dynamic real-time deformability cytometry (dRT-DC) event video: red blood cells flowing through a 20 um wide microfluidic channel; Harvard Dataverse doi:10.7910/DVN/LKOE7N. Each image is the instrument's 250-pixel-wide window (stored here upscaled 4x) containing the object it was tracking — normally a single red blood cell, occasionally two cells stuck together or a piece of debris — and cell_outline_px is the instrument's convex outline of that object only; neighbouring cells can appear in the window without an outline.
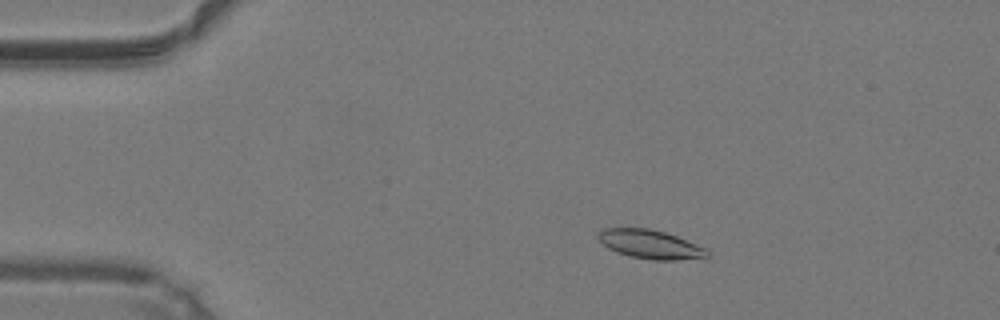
{"species": "common noctule bat (a hibernating species)", "species_latin": "Nyctalus noctula", "temperature_condition": "warm", "stored_images_in_passage": 49, "camera_frame_rate_fps": 3000, "um_per_image_px": 0.085, "animal": {"sex": "male", "body_mass_g": 19.2, "forearm_length_mm": 51.8}, "frame": {"image": 1, "passage_image": 9, "time_ms": 2.667, "image_size_px": [1000, 320], "cell_outline_px": [[712, 256], [676, 260], [652, 260], [632, 256], [616, 252], [608, 248], [596, 236], [604, 228], [648, 228], [664, 232], [676, 236], [696, 244], [704, 248]], "centroid_in_image_um": [55.26, 20.76], "position_along_channel_um": 29.7, "area_um2": 18.03}}
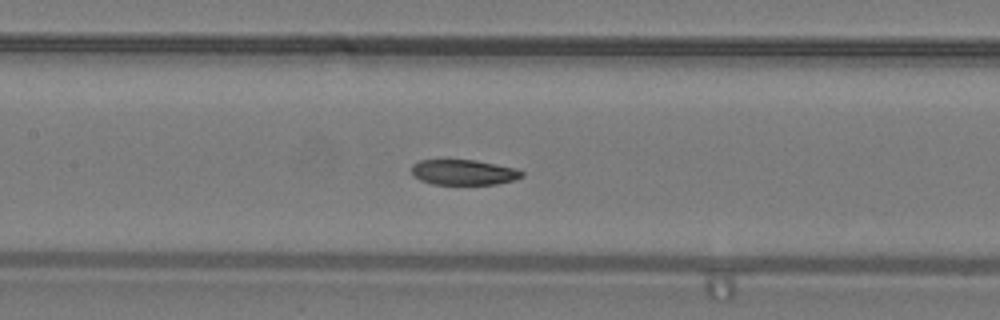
{"frame": {"image": 2, "passage_image": 23, "time_ms": 7.333, "image_size_px": [1000, 320], "cell_outline_px": [[524, 176], [512, 180], [496, 184], [432, 184], [420, 180], [412, 176], [412, 164], [420, 160], [476, 160], [516, 168], [524, 172]], "centroid_in_image_um": [39.4, 14.64], "position_along_channel_um": 168.0, "area_um2": 16.3}}
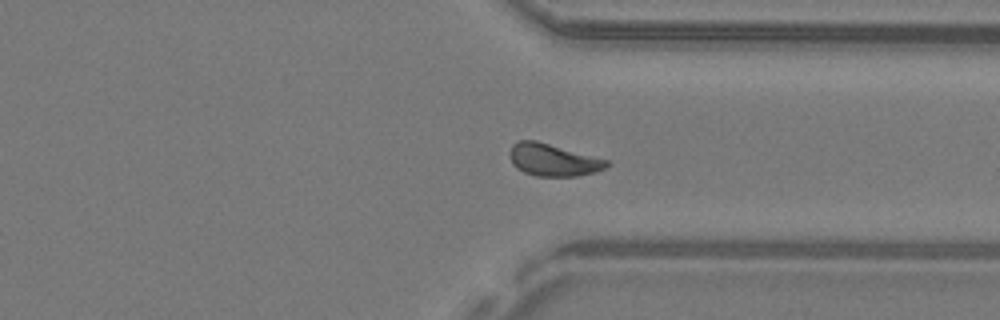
{"frame": {"image": 3, "passage_image": 37, "time_ms": 12.0, "image_size_px": [1000, 320], "cell_outline_px": [[608, 164], [604, 168], [596, 172], [576, 176], [536, 176], [524, 172], [516, 168], [512, 164], [512, 144], [516, 140], [536, 140], [608, 160]], "centroid_in_image_um": [47.01, 13.59], "position_along_channel_um": 364.4, "area_um2": 17.98}, "authors_computed_cell_mechanics": {"area_um2": 17.9758, "velocity_mm_per_s": 4.2075, "shape_relaxation_time_tau1_ms": 8.9015, "shape_relaxation_time_tau2_ms": 2.2337, "deformation_change_tau1": 0.1989, "deformation_change_tau2": 0.0682}}